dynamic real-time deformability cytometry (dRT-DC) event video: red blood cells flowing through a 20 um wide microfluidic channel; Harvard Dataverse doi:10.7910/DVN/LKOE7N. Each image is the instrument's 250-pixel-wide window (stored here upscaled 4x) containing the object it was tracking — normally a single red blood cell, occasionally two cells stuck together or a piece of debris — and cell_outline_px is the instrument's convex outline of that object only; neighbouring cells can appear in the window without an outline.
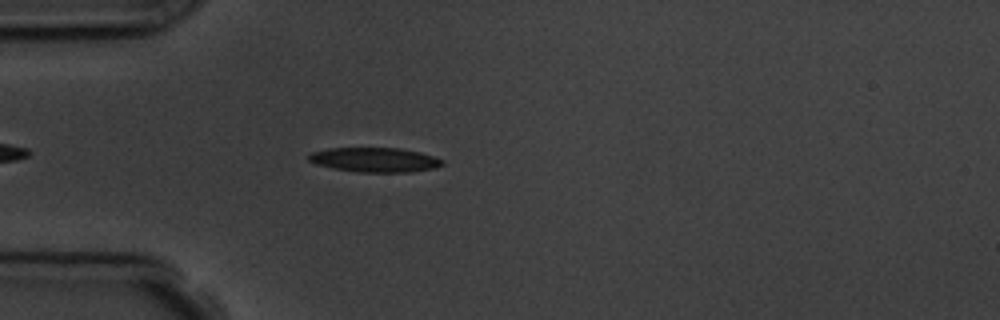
{"species": "common noctule bat (a hibernating species)", "species_latin": "Nyctalus noctula", "temperature_condition": "room temperature", "stored_images_in_passage": 3, "camera_frame_rate_fps": 3000, "um_per_image_px": 0.085, "animal": {"sex": "male", "body_mass_g": 19.5, "forearm_length_mm": 54.6}, "frame": {"image": 1, "passage_image": 3, "time_ms": 2.333, "image_size_px": [1000, 320], "cell_outline_px": [[444, 164], [436, 168], [412, 172], [360, 172], [332, 168], [316, 164], [308, 160], [308, 156], [312, 152], [328, 148], [400, 148], [420, 152], [444, 160]], "centroid_in_image_um": [31.88, 13.58], "position_along_channel_um": 53.1, "area_um2": 19.13}}